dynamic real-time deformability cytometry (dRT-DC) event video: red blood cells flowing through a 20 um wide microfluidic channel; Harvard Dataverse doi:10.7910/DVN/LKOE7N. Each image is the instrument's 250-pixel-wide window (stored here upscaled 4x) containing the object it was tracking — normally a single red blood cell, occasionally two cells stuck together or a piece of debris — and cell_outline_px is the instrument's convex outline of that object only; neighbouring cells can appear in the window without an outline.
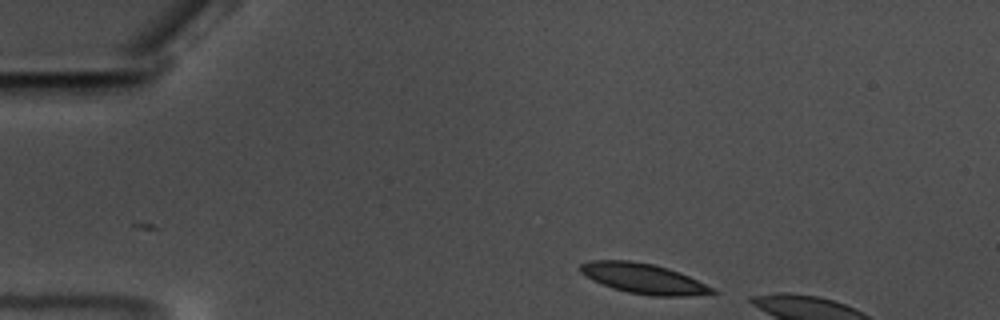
{"species": "common noctule bat (a hibernating species)", "species_latin": "Nyctalus noctula", "temperature_condition": "warm", "stored_images_in_passage": 7, "camera_frame_rate_fps": 3000, "um_per_image_px": 0.085, "animal": {"sex": "male", "body_mass_g": 17.5, "forearm_length_mm": 52.3}, "frame": {"image": 1, "passage_image": 2, "time_ms": 0.333, "image_size_px": [1000, 320], "cell_outline_px": [[720, 292], [688, 296], [652, 296], [628, 292], [612, 288], [592, 280], [580, 272], [580, 264], [592, 260], [632, 260], [652, 264], [668, 268], [680, 272]], "centroid_in_image_um": [54.67, 23.67], "position_along_channel_um": 30.3, "area_um2": 23.06}}